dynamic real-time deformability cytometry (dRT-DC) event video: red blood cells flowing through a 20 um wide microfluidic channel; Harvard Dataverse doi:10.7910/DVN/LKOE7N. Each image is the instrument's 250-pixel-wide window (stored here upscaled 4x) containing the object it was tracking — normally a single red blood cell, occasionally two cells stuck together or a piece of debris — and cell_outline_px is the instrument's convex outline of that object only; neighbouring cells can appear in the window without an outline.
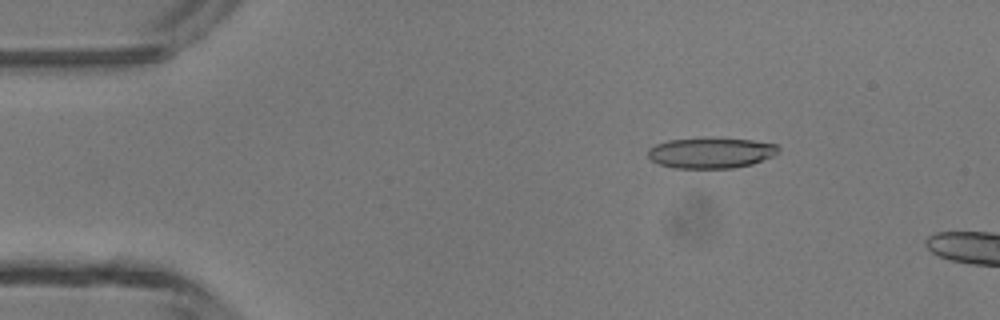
{"species": "common noctule bat (a hibernating species)", "species_latin": "Nyctalus noctula", "temperature_condition": "room temperature", "stored_images_in_passage": 12, "camera_frame_rate_fps": 3000, "um_per_image_px": 0.085, "animal": {"sex": "male", "body_mass_g": 13.3}, "frame": {"image": 1, "passage_image": 7, "time_ms": 2.0, "image_size_px": [1000, 320], "cell_outline_px": [[780, 152], [772, 156], [752, 164], [732, 168], [672, 168], [660, 164], [652, 160], [648, 156], [648, 148], [656, 144], [668, 140], [704, 136], [752, 140], [776, 144], [780, 148]], "centroid_in_image_um": [60.42, 12.96], "position_along_channel_um": 24.6, "area_um2": 23.81}}